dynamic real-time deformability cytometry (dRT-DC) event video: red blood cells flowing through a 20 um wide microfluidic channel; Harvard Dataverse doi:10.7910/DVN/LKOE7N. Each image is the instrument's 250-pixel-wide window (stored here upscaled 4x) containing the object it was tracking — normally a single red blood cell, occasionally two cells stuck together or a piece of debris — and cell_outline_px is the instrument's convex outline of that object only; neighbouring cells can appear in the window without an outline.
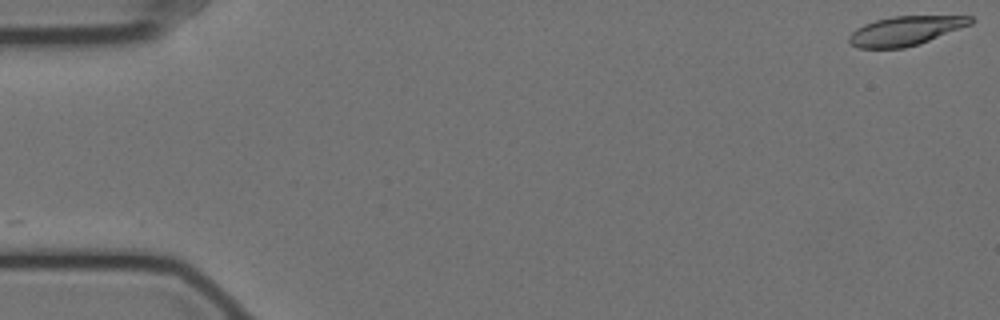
{"species": "Egyptian fruit bat (a non-hibernating species)", "species_latin": "Rousettus aegyptiacus", "temperature_condition": "cold", "stored_images_in_passage": 9, "camera_frame_rate_fps": 3000, "um_per_image_px": 0.085, "animal": {"sex": "female"}, "frame": {"image": 1, "passage_image": 1, "time_ms": 0.0, "image_size_px": [1000, 320], "cell_outline_px": [[976, 20], [972, 24], [920, 44], [904, 48], [860, 48], [852, 44], [848, 40], [848, 36], [856, 28], [864, 24], [876, 20], [892, 16], [972, 16]], "centroid_in_image_um": [76.99, 2.61], "position_along_channel_um": 8.0, "area_um2": 20.75}}